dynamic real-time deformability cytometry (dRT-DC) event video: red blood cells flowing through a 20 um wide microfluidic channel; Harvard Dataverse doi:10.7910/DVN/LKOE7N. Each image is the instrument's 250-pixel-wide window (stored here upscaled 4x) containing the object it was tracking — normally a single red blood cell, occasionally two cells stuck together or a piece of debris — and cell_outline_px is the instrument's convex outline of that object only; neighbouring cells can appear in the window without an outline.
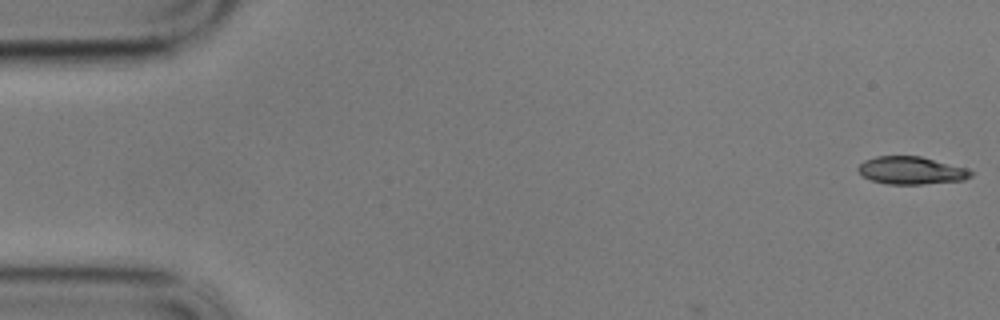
{"species": "common noctule bat (a hibernating species)", "species_latin": "Nyctalus noctula", "temperature_condition": "cold", "stored_images_in_passage": 4, "camera_frame_rate_fps": 3000, "um_per_image_px": 0.085, "animal": {"sex": "male", "body_mass_g": 17.9}, "frame": {"image": 1, "passage_image": 1, "time_ms": 0.0, "image_size_px": [1000, 320], "cell_outline_px": [[972, 176], [964, 180], [924, 184], [888, 184], [872, 180], [864, 176], [856, 168], [864, 160], [876, 156], [920, 156], [968, 168], [972, 172]], "centroid_in_image_um": [77.47, 14.48], "position_along_channel_um": 7.5, "area_um2": 18.15}}